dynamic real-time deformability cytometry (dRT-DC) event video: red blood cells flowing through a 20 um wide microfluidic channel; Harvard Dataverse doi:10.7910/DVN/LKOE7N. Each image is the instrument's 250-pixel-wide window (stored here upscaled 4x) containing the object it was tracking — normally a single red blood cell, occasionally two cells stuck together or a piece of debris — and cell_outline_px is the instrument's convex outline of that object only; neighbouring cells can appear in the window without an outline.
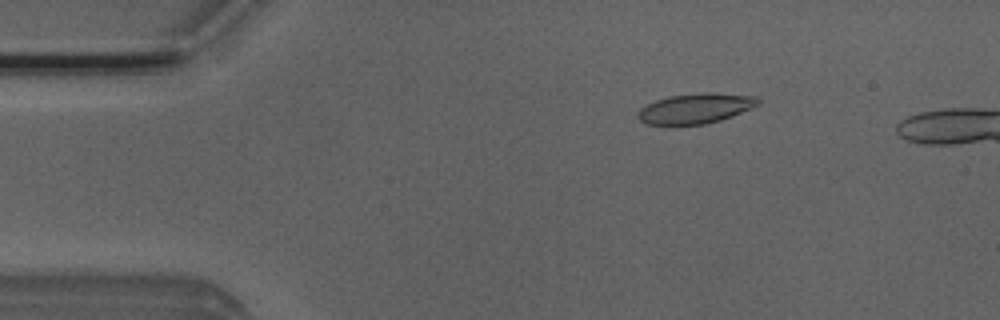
{"species": "Egyptian fruit bat (a non-hibernating species)", "species_latin": "Rousettus aegyptiacus", "temperature_condition": "room temperature", "stored_images_in_passage": 47, "camera_frame_rate_fps": 3000, "um_per_image_px": 0.085, "animal": {"sex": "male"}, "frame": {"image": 1, "passage_image": 8, "time_ms": 2.333, "image_size_px": [1000, 320], "cell_outline_px": [[760, 104], [752, 108], [732, 116], [720, 120], [704, 124], [648, 124], [640, 120], [636, 116], [636, 112], [640, 108], [656, 100], [668, 96], [700, 92], [712, 92], [756, 96], [760, 100]], "centroid_in_image_um": [59.13, 9.2], "position_along_channel_um": 25.9, "area_um2": 21.15}}
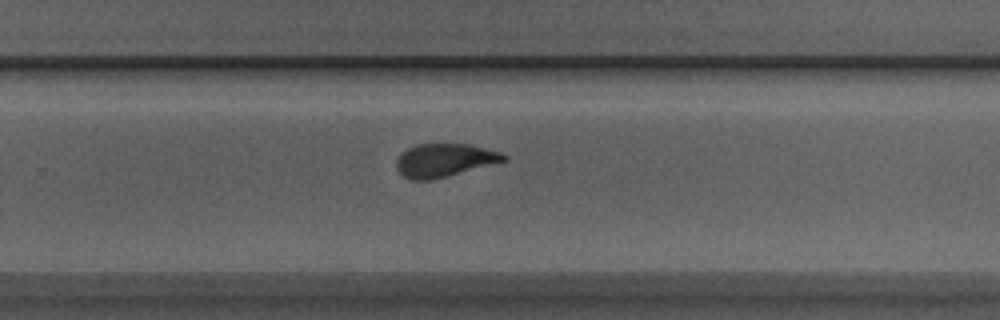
{"frame": {"image": 2, "passage_image": 33, "time_ms": 10.667, "image_size_px": [1000, 320], "cell_outline_px": [[508, 160], [448, 176], [432, 180], [408, 180], [396, 168], [396, 160], [408, 148], [416, 144], [468, 144], [500, 152], [508, 156]], "centroid_in_image_um": [37.78, 13.63], "position_along_channel_um": 292.0, "area_um2": 20.69}}
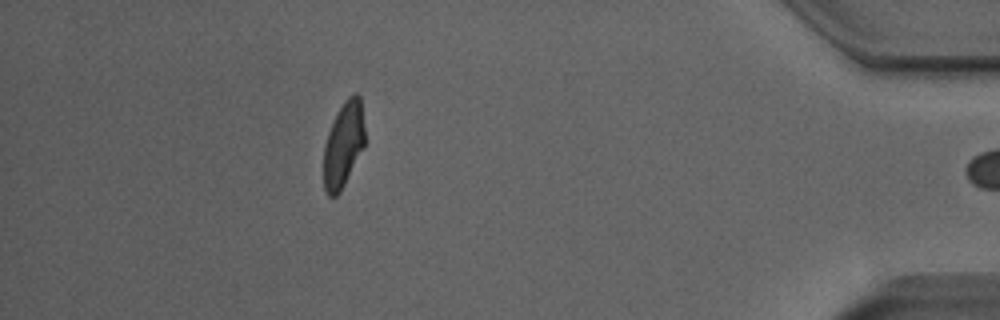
{"frame": {"image": 3, "passage_image": 46, "time_ms": 15.0, "image_size_px": [1000, 320], "cell_outline_px": [[364, 144], [340, 192], [336, 196], [328, 196], [324, 188], [324, 144], [328, 132], [344, 100], [348, 96], [356, 92], [360, 96], [364, 128]], "centroid_in_image_um": [29.18, 12.28], "position_along_channel_um": 406.0, "area_um2": 20.0}, "authors_computed_cell_mechanics": {"area_um2": 21.2126, "velocity_mm_per_s": 3.9154, "shape_relaxation_time_tau1_ms": 4.2766, "shape_relaxation_time_tau2_ms": 0.9839, "deformation_change_tau1": 0.156, "deformation_change_tau2": 0.0648}}